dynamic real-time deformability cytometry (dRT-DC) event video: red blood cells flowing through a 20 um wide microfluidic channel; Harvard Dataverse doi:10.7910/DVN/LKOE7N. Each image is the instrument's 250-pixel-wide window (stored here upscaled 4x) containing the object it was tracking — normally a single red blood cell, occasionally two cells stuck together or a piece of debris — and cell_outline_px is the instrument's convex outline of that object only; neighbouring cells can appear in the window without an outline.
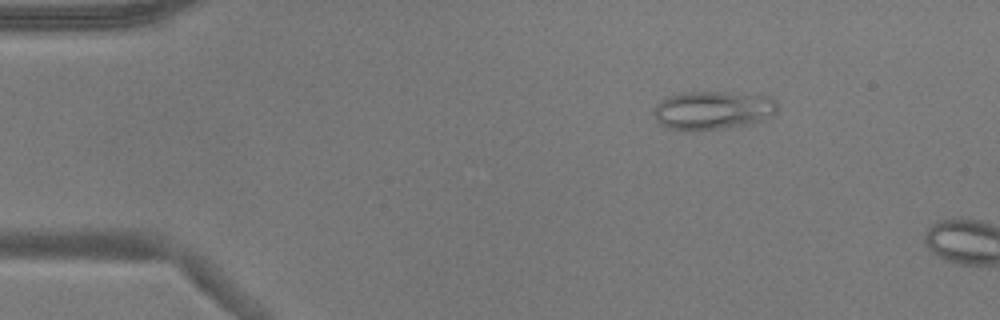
{"species": "common noctule bat (a hibernating species)", "species_latin": "Nyctalus noctula", "temperature_condition": "warm", "stored_images_in_passage": 10, "camera_frame_rate_fps": 3000, "um_per_image_px": 0.085, "animal": {"sex": "male", "body_mass_g": 17.9}, "frame": {"image": 1, "passage_image": 7, "time_ms": 2.0, "image_size_px": [1000, 320], "cell_outline_px": [[776, 112], [768, 120], [748, 124], [724, 128], [668, 128], [660, 124], [656, 120], [652, 112], [656, 104], [668, 96], [680, 92], [724, 92], [772, 96], [776, 100]], "centroid_in_image_um": [60.63, 9.34], "position_along_channel_um": 24.4, "area_um2": 27.51}}